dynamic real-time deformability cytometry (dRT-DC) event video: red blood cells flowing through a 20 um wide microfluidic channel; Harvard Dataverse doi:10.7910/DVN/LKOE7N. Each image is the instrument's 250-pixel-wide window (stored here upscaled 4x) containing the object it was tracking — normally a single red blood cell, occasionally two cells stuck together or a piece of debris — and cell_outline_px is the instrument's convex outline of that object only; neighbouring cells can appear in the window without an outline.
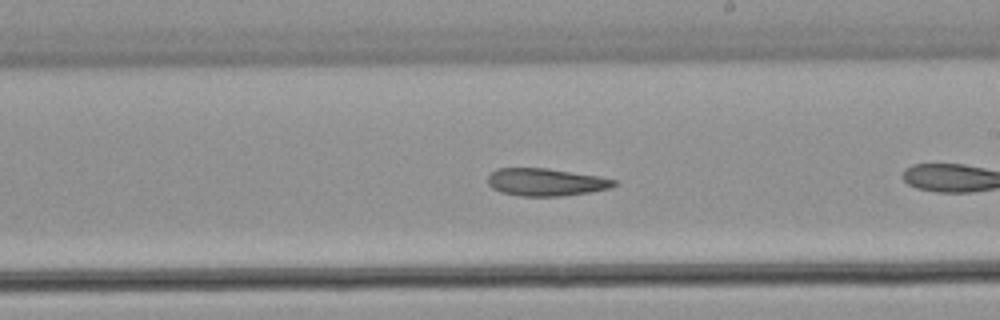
{"species": "common noctule bat (a hibernating species)", "species_latin": "Nyctalus noctula", "temperature_condition": "warm", "stored_images_in_passage": 25, "camera_frame_rate_fps": 3000, "um_per_image_px": 0.085, "animal": {"sex": "male", "body_mass_g": 21.5, "forearm_length_mm": 52.0}, "frame": {"image": 1, "passage_image": 15, "time_ms": 4.667, "image_size_px": [1000, 320], "cell_outline_px": [[620, 184], [612, 188], [588, 192], [560, 196], [520, 196], [500, 192], [492, 188], [488, 184], [488, 176], [496, 168], [548, 168], [600, 176], [616, 180]], "centroid_in_image_um": [46.42, 15.47], "position_along_channel_um": 242.6, "area_um2": 20.46}}